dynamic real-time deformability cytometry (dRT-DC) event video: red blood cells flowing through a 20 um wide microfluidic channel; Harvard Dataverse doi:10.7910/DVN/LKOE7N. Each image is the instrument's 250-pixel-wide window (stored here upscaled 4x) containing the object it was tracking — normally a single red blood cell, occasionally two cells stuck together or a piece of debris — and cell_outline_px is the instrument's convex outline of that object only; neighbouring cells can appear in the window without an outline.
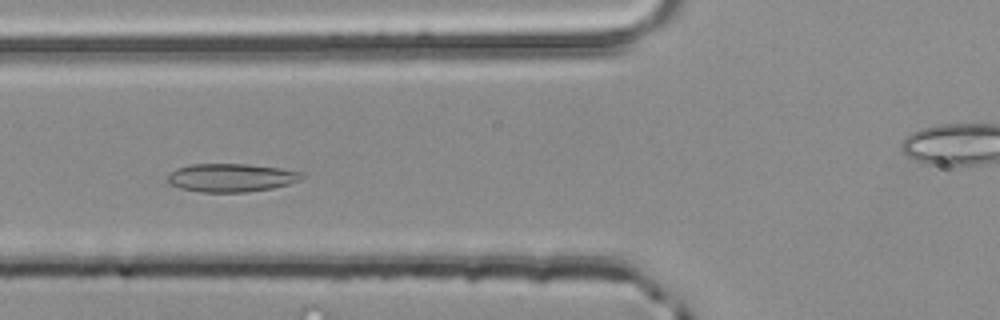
{"species": "common noctule bat (a hibernating species)", "species_latin": "Nyctalus noctula", "temperature_condition": "room temperature", "stored_images_in_passage": 47, "camera_frame_rate_fps": 3000, "um_per_image_px": 0.085, "animal": {"sex": "male", "body_mass_g": 20.4}, "frame": {"image": 1, "passage_image": 14, "time_ms": 4.333, "image_size_px": [1000, 320], "cell_outline_px": [[304, 176], [300, 180], [288, 184], [272, 188], [244, 192], [200, 192], [180, 188], [168, 184], [164, 180], [168, 172], [176, 168], [192, 164], [248, 164], [280, 168], [304, 172]], "centroid_in_image_um": [19.59, 15.1], "position_along_channel_um": 106.2, "area_um2": 22.43}}
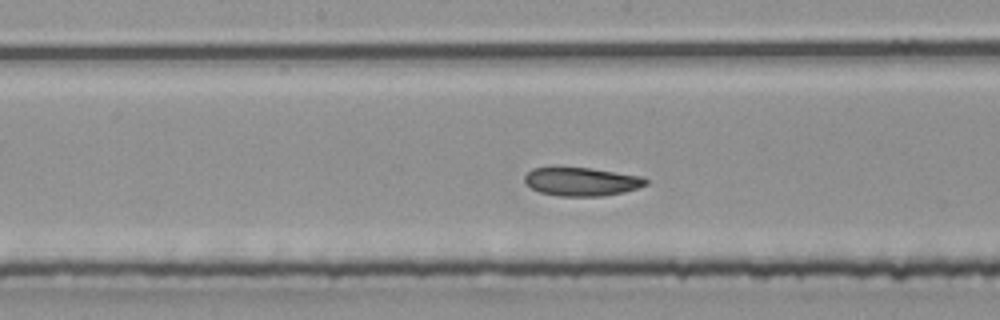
{"frame": {"image": 2, "passage_image": 21, "time_ms": 6.667, "image_size_px": [1000, 320], "cell_outline_px": [[648, 184], [624, 192], [600, 196], [560, 196], [540, 192], [532, 188], [524, 180], [524, 176], [532, 168], [588, 168], [644, 176], [648, 180]], "centroid_in_image_um": [49.47, 15.44], "position_along_channel_um": 198.7, "area_um2": 19.88}}
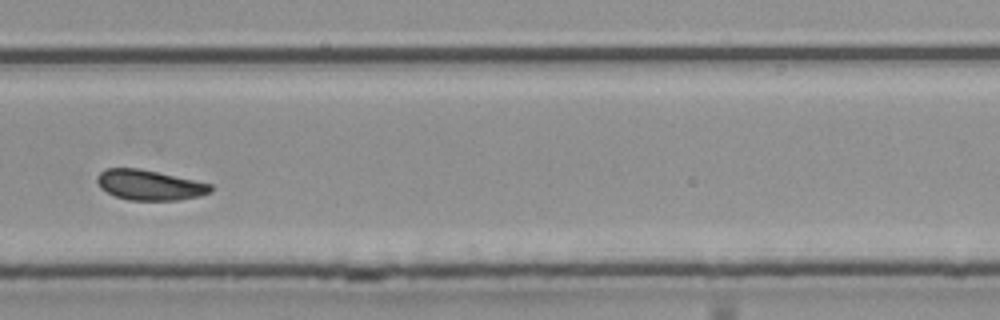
{"frame": {"image": 3, "passage_image": 30, "time_ms": 9.667, "image_size_px": [1000, 320], "cell_outline_px": [[212, 192], [200, 196], [180, 200], [128, 200], [116, 196], [100, 188], [96, 180], [96, 176], [104, 168], [136, 168], [156, 172], [212, 184]], "centroid_in_image_um": [12.69, 15.73], "position_along_channel_um": 317.1, "area_um2": 19.88}, "authors_computed_cell_mechanics": {"area_um2": 20.519, "velocity_mm_per_s": 3.9628, "shape_relaxation_time_tau1_ms": null, "shape_relaxation_time_tau2_ms": 3.3193, "deformation_change_tau1": null, "deformation_change_tau2": 0.0608}}